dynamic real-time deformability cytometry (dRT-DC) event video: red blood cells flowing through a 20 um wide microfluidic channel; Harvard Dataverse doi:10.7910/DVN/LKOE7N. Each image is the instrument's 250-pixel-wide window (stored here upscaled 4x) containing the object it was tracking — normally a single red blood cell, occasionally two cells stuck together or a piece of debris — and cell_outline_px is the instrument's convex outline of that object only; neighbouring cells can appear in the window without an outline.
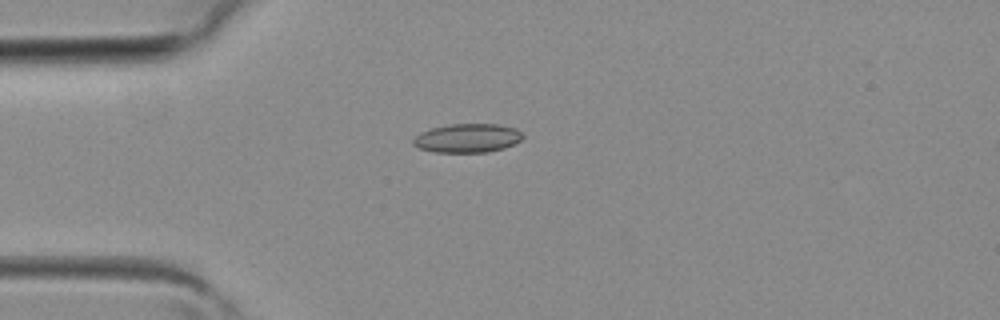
{"species": "common noctule bat (a hibernating species)", "species_latin": "Nyctalus noctula", "temperature_condition": "room temperature", "stored_images_in_passage": 31, "camera_frame_rate_fps": 3000, "um_per_image_px": 0.085, "animal": {"sex": "female", "body_mass_g": 19.3, "forearm_length_mm": 54.1}, "frame": {"image": 1, "passage_image": 1, "time_ms": 0.0, "image_size_px": [1000, 320], "cell_outline_px": [[524, 136], [520, 140], [504, 148], [488, 152], [436, 152], [420, 148], [412, 144], [412, 140], [420, 132], [432, 128], [452, 124], [500, 124], [516, 128]], "centroid_in_image_um": [39.73, 11.73], "position_along_channel_um": 45.3, "area_um2": 18.32}}
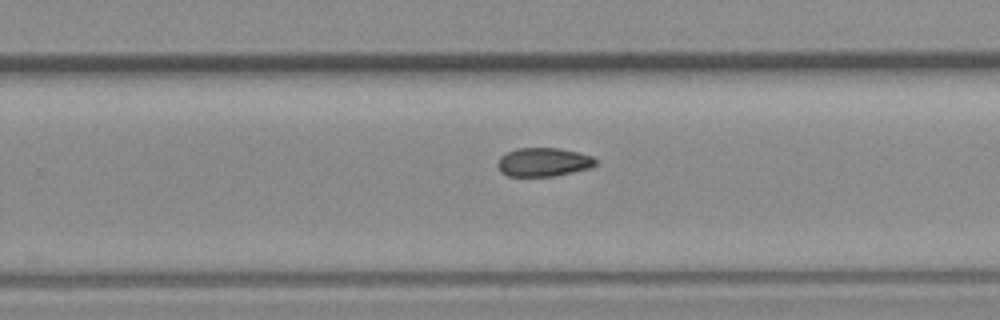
{"frame": {"image": 2, "passage_image": 16, "time_ms": 5.0, "image_size_px": [1000, 320], "cell_outline_px": [[596, 164], [592, 168], [556, 176], [508, 176], [500, 172], [496, 164], [500, 156], [516, 148], [560, 148], [592, 156], [596, 160]], "centroid_in_image_um": [46.18, 13.79], "position_along_channel_um": 283.6, "area_um2": 16.53}}
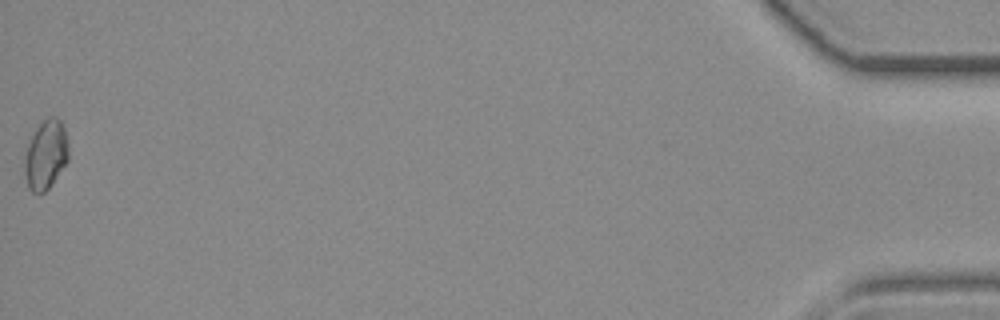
{"frame": {"image": 3, "passage_image": 31, "time_ms": 10.0, "image_size_px": [1000, 320], "cell_outline_px": [[68, 160], [48, 188], [44, 192], [32, 192], [28, 188], [24, 172], [24, 160], [28, 144], [36, 128], [48, 116], [56, 116], [60, 120], [64, 128], [68, 144]], "centroid_in_image_um": [3.88, 13.14], "position_along_channel_um": 431.3, "area_um2": 17.51}}